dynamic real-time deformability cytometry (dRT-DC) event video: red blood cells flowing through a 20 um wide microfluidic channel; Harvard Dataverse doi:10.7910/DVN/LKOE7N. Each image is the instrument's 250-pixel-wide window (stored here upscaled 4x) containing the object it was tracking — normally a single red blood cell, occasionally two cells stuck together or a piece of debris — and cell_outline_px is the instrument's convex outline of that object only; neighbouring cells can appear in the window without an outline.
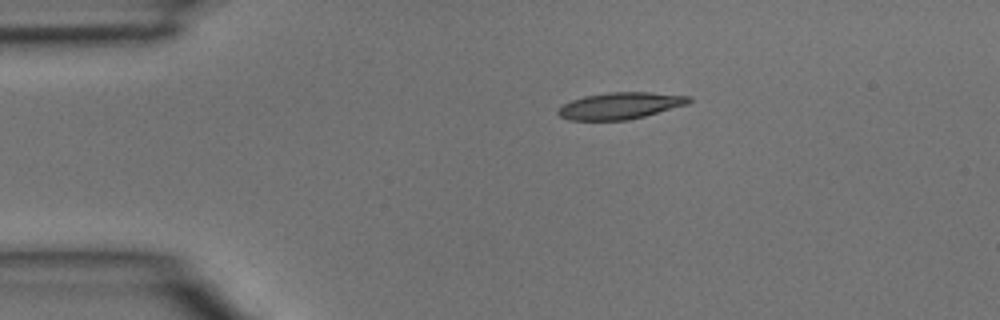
{"species": "common noctule bat (a hibernating species)", "species_latin": "Nyctalus noctula", "temperature_condition": "room temperature", "stored_images_in_passage": 2, "camera_frame_rate_fps": 3000, "um_per_image_px": 0.085, "animal": {"sex": "male", "body_mass_g": 15.6}, "frame": {"image": 1, "passage_image": 1, "time_ms": 0.0, "image_size_px": [1000, 320], "cell_outline_px": [[692, 100], [688, 104], [644, 116], [628, 120], [568, 120], [560, 116], [556, 112], [564, 104], [572, 100], [584, 96], [608, 92], [648, 92], [692, 96]], "centroid_in_image_um": [52.73, 8.98], "position_along_channel_um": 32.3, "area_um2": 20.29}}